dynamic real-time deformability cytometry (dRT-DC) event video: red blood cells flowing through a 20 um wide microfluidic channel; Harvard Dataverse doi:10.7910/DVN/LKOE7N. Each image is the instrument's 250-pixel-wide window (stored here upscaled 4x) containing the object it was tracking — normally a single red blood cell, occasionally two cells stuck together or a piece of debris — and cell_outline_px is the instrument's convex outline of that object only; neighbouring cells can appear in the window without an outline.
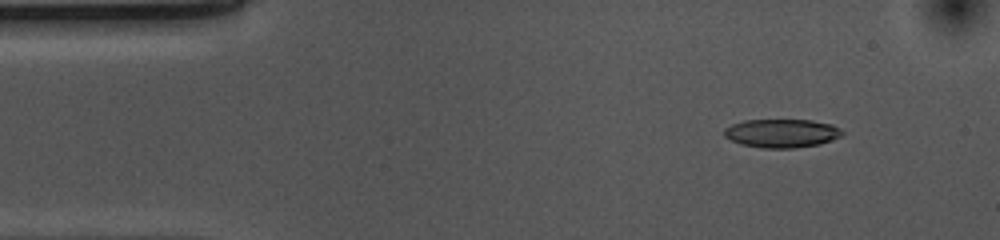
{"species": "common noctule bat (a hibernating species)", "species_latin": "Nyctalus noctula", "temperature_condition": "cold", "stored_images_in_passage": 49, "camera_frame_rate_fps": 3000, "um_per_image_px": 0.085, "animal": {"sex": "female", "body_mass_g": 10.0, "forearm_length_mm": 53.1}, "frame": {"image": 1, "passage_image": 5, "time_ms": 1.333, "image_size_px": [1000, 240], "cell_outline_px": [[844, 132], [840, 136], [820, 144], [792, 148], [764, 148], [740, 144], [724, 136], [724, 128], [732, 124], [744, 120], [812, 120], [832, 124], [840, 128]], "centroid_in_image_um": [66.44, 11.32], "position_along_channel_um": 18.6, "area_um2": 19.59}}
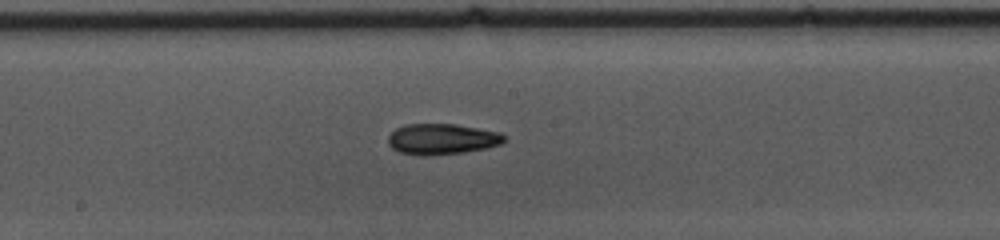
{"frame": {"image": 2, "passage_image": 26, "time_ms": 8.333, "image_size_px": [1000, 240], "cell_outline_px": [[504, 140], [500, 144], [488, 148], [464, 152], [424, 156], [420, 156], [400, 152], [392, 148], [388, 144], [388, 136], [396, 128], [404, 124], [456, 124], [500, 132], [504, 136]], "centroid_in_image_um": [37.54, 11.82], "position_along_channel_um": 210.7, "area_um2": 20.87}}
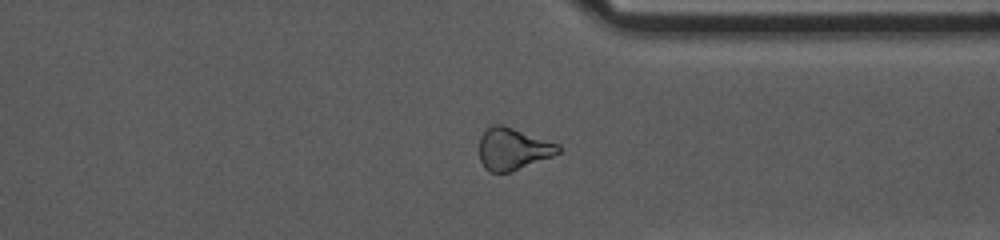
{"frame": {"image": 3, "passage_image": 39, "time_ms": 12.667, "image_size_px": [1000, 240], "cell_outline_px": [[560, 152], [552, 156], [512, 172], [488, 172], [484, 168], [480, 160], [480, 136], [484, 128], [492, 124], [500, 124], [560, 144]], "centroid_in_image_um": [43.57, 12.66], "position_along_channel_um": 367.8, "area_um2": 19.42}}